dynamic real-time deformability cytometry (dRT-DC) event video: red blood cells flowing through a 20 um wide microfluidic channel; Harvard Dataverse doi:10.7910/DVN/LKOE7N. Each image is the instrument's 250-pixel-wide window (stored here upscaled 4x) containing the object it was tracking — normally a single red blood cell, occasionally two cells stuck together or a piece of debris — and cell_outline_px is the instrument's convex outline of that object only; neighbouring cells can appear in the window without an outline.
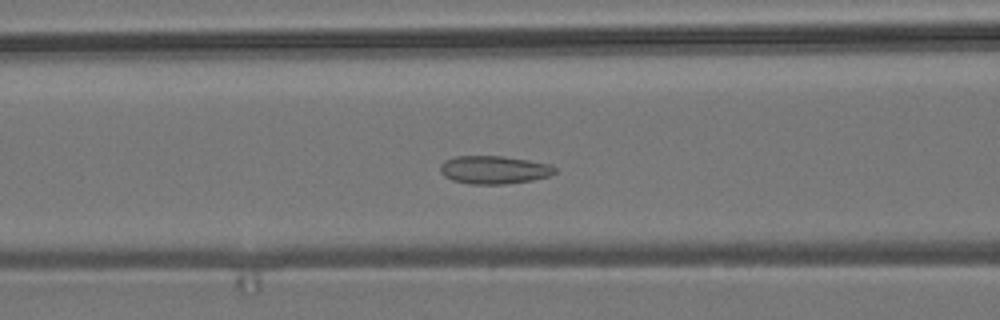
{"species": "common noctule bat (a hibernating species)", "species_latin": "Nyctalus noctula", "temperature_condition": "room temperature", "stored_images_in_passage": 57, "camera_frame_rate_fps": 3000, "um_per_image_px": 0.085, "animal": {"sex": "male", "body_mass_g": 19.2, "forearm_length_mm": 51.8}, "frame": {"image": 1, "passage_image": 23, "time_ms": 7.333, "image_size_px": [1000, 320], "cell_outline_px": [[556, 172], [548, 176], [532, 180], [504, 184], [468, 184], [452, 180], [444, 176], [440, 172], [440, 164], [444, 160], [456, 156], [500, 156], [528, 160], [552, 164], [556, 168]], "centroid_in_image_um": [41.97, 14.43], "position_along_channel_um": 124.6, "area_um2": 18.84}}
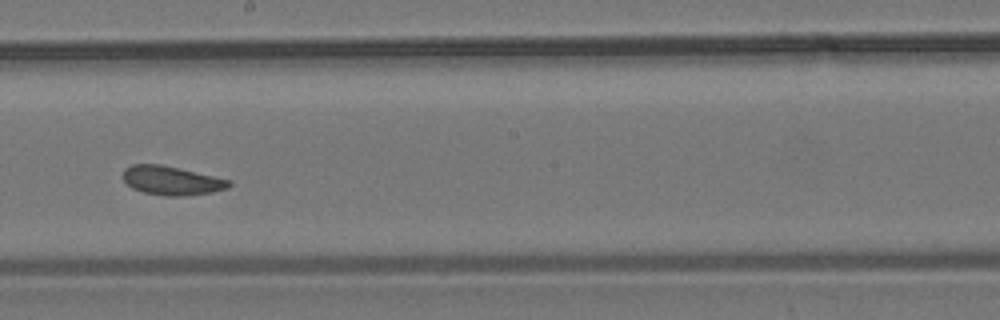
{"frame": {"image": 2, "passage_image": 32, "time_ms": 10.333, "image_size_px": [1000, 320], "cell_outline_px": [[232, 184], [228, 188], [212, 192], [184, 196], [168, 196], [144, 192], [132, 188], [124, 180], [124, 168], [132, 164], [160, 164], [180, 168], [232, 180]], "centroid_in_image_um": [14.62, 15.34], "position_along_channel_um": 233.6, "area_um2": 17.86}}
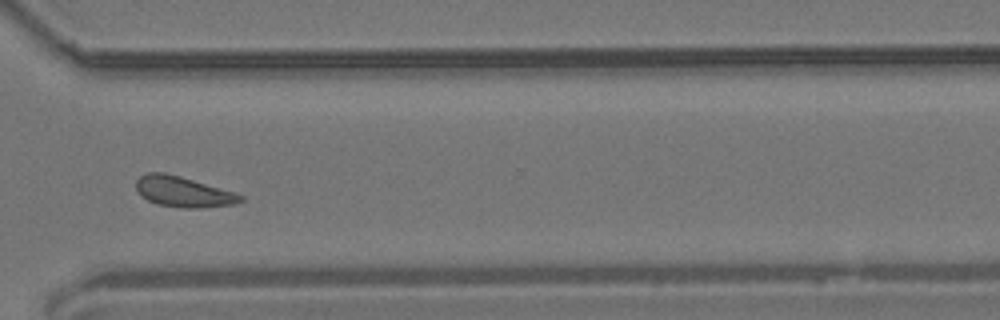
{"frame": {"image": 3, "passage_image": 42, "time_ms": 13.667, "image_size_px": [1000, 320], "cell_outline_px": [[244, 200], [236, 204], [200, 208], [184, 208], [160, 204], [148, 200], [140, 196], [136, 188], [136, 180], [140, 176], [148, 172], [164, 172], [180, 176], [232, 192], [244, 196]], "centroid_in_image_um": [15.55, 16.3], "position_along_channel_um": 355.0, "area_um2": 18.38}, "authors_computed_cell_mechanics": {"area_um2": 18.3226, "velocity_mm_per_s": 3.6418, "shape_relaxation_time_tau1_ms": 9.6214, "shape_relaxation_time_tau2_ms": 2.6751, "deformation_change_tau1": 0.0876, "deformation_change_tau2": 0.0956}}